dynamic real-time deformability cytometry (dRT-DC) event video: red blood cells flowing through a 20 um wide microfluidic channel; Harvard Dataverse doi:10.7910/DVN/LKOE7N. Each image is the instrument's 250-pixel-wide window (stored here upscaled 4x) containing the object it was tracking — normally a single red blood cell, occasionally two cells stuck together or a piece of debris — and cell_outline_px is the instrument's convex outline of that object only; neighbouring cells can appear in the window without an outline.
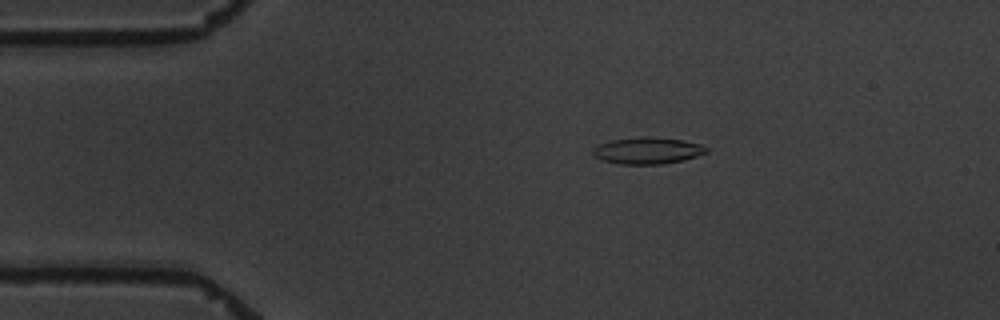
{"species": "common noctule bat (a hibernating species)", "species_latin": "Nyctalus noctula", "temperature_condition": "warm", "stored_images_in_passage": 5, "camera_frame_rate_fps": 3000, "um_per_image_px": 0.085, "animal": {"sex": "male", "body_mass_g": 19.5, "forearm_length_mm": 54.6}, "frame": {"image": 1, "passage_image": 3, "time_ms": 2.333, "image_size_px": [1000, 320], "cell_outline_px": [[708, 152], [684, 160], [660, 164], [620, 164], [604, 160], [592, 156], [592, 148], [600, 144], [612, 140], [644, 136], [680, 140], [700, 144], [708, 148]], "centroid_in_image_um": [55.02, 12.81], "position_along_channel_um": 30.0, "area_um2": 17.46}}